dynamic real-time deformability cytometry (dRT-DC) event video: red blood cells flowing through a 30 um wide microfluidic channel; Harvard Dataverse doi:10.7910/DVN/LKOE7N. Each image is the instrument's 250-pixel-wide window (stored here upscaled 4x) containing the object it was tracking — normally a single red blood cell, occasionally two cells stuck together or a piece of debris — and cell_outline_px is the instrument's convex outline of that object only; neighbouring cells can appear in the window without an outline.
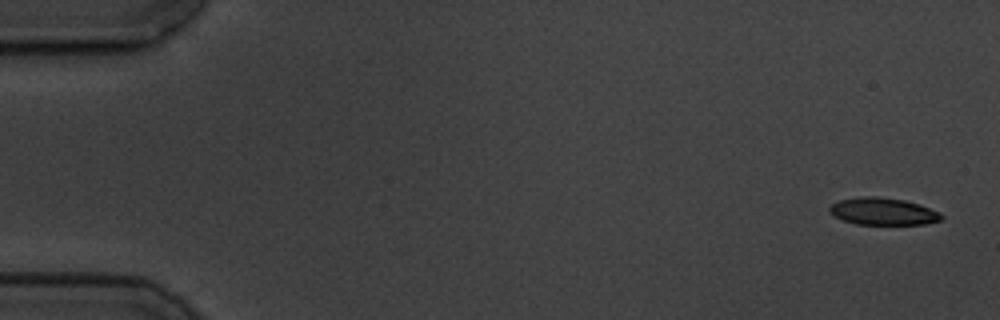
{"species": "common noctule bat (a hibernating species)", "species_latin": "Nyctalus noctula", "temperature_condition": "cold", "stored_images_in_passage": 6, "camera_frame_rate_fps": 3000, "um_per_image_px": 0.085, "animal": {"sex": "male", "body_mass_g": 19.5, "forearm_length_mm": 54.6}, "frame": {"image": 1, "passage_image": 1, "time_ms": 0.0, "image_size_px": [1000, 320], "cell_outline_px": [[944, 216], [940, 220], [924, 224], [856, 224], [844, 220], [828, 212], [828, 208], [832, 204], [840, 200], [860, 196], [876, 196], [904, 200], [920, 204], [940, 212]], "centroid_in_image_um": [75.06, 17.96], "position_along_channel_um": 9.9, "area_um2": 17.69}}
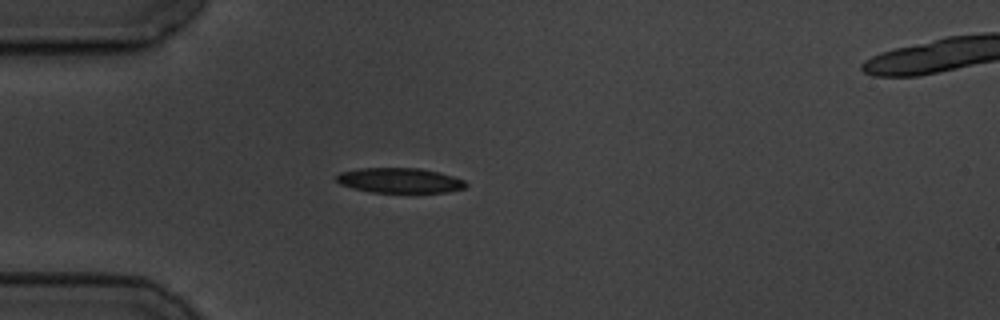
{"frame": {"image": 2, "passage_image": 5, "time_ms": 4.667, "image_size_px": [1000, 320], "cell_outline_px": [[468, 184], [464, 188], [448, 192], [372, 192], [352, 188], [340, 184], [336, 180], [336, 176], [340, 172], [360, 168], [420, 168], [440, 172], [464, 180]], "centroid_in_image_um": [33.97, 15.33], "position_along_channel_um": 51.0, "area_um2": 18.84}}